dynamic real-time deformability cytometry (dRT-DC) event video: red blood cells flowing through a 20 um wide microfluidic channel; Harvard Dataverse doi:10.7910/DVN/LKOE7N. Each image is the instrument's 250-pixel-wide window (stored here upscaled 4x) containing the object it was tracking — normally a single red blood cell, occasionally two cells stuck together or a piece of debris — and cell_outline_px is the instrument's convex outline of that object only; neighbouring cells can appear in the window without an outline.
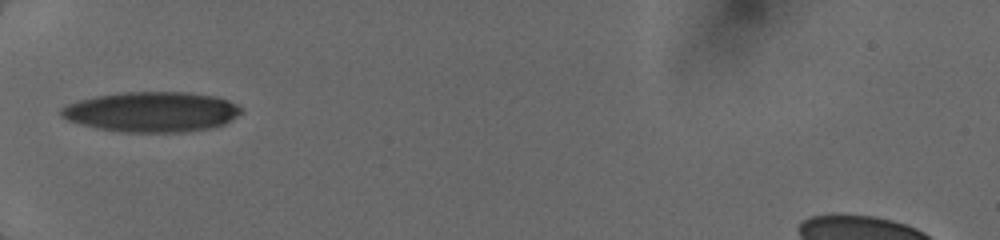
{"species": "human", "species_latin": "Homo sapiens", "temperature_condition": "cold", "stored_images_in_passage": 2, "camera_frame_rate_fps": 3000, "um_per_image_px": 0.085, "donor": {"sex": "female"}, "frame": {"image": 1, "passage_image": 1, "time_ms": 0.0, "image_size_px": [1000, 240], "cell_outline_px": [[244, 112], [224, 124], [212, 128], [184, 132], [124, 132], [96, 128], [80, 124], [68, 120], [60, 116], [60, 108], [68, 104], [80, 100], [96, 96], [120, 92], [188, 92], [216, 96], [228, 100], [236, 104]], "centroid_in_image_um": [12.91, 9.51], "position_along_channel_um": 72.1, "area_um2": 42.31}}